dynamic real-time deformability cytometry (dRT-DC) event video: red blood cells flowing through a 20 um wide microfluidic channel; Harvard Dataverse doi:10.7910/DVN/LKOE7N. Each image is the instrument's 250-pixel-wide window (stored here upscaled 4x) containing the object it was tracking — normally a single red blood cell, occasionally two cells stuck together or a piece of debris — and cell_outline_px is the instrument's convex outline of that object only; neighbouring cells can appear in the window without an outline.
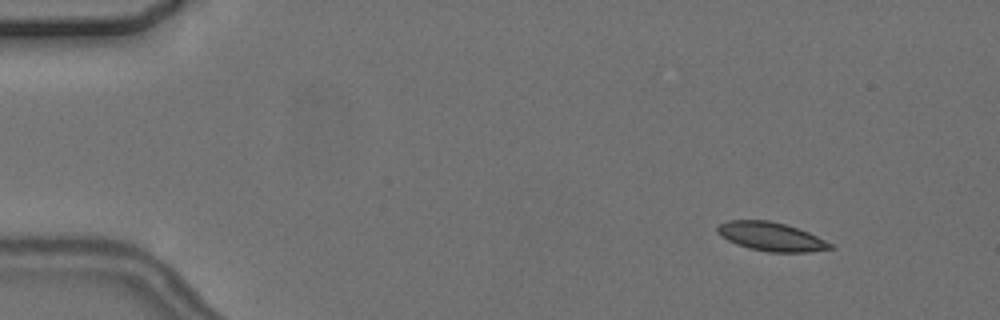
{"species": "common noctule bat (a hibernating species)", "species_latin": "Nyctalus noctula", "temperature_condition": "cold", "stored_images_in_passage": 4, "camera_frame_rate_fps": 3000, "um_per_image_px": 0.085, "animal": {"sex": "female", "body_mass_g": 24.6, "forearm_length_mm": 56.2}, "frame": {"image": 1, "passage_image": 1, "time_ms": 0.0, "image_size_px": [1000, 320], "cell_outline_px": [[836, 248], [808, 252], [768, 252], [748, 248], [736, 244], [720, 236], [716, 232], [716, 228], [720, 224], [728, 220], [768, 220], [784, 224], [808, 232], [832, 244]], "centroid_in_image_um": [65.52, 20.12], "position_along_channel_um": 19.5, "area_um2": 18.84}}